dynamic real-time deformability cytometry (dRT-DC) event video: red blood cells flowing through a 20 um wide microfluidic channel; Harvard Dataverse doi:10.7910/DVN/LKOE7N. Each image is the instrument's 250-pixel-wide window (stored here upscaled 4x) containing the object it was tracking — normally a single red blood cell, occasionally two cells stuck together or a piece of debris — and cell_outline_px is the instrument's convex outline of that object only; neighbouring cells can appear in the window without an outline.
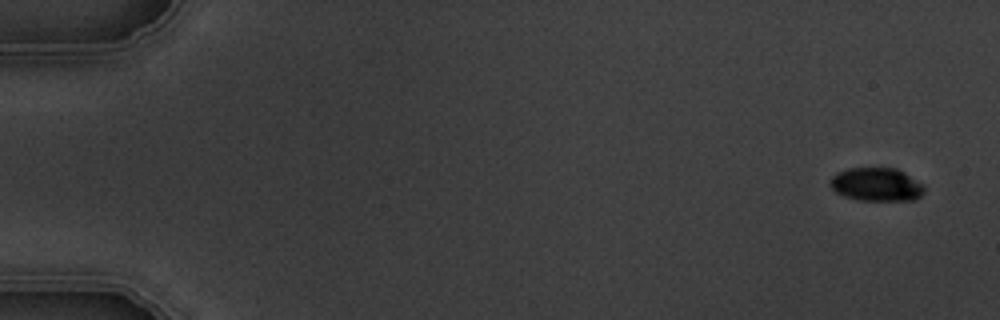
{"species": "common noctule bat (a hibernating species)", "species_latin": "Nyctalus noctula", "temperature_condition": "warm", "stored_images_in_passage": 7, "camera_frame_rate_fps": 3000, "um_per_image_px": 0.085, "animal": {"sex": "male", "body_mass_g": 19.5, "forearm_length_mm": 54.6}, "frame": {"image": 1, "passage_image": 1, "time_ms": 0.0, "image_size_px": [1000, 320], "cell_outline_px": [[924, 192], [916, 200], [856, 200], [844, 196], [836, 192], [828, 184], [832, 176], [836, 172], [848, 168], [896, 168], [904, 172], [924, 184]], "centroid_in_image_um": [74.49, 15.68], "position_along_channel_um": 10.5, "area_um2": 18.5}}
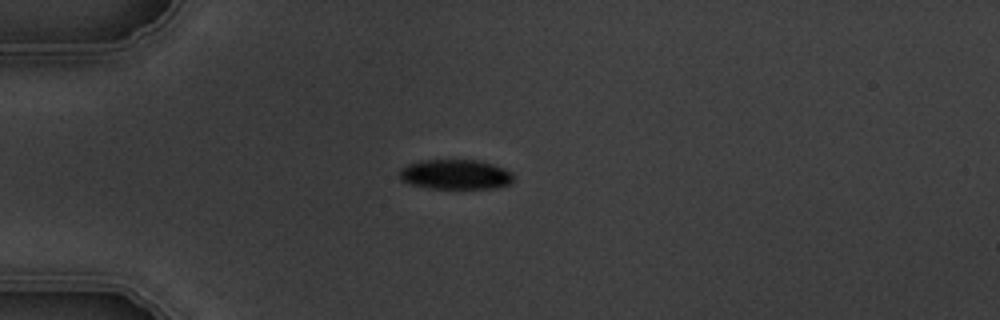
{"frame": {"image": 2, "passage_image": 5, "time_ms": 4.333, "image_size_px": [1000, 320], "cell_outline_px": [[512, 184], [496, 188], [428, 188], [412, 184], [400, 180], [400, 168], [408, 164], [420, 160], [476, 160], [492, 164], [504, 168], [512, 172]], "centroid_in_image_um": [38.72, 14.83], "position_along_channel_um": 46.3, "area_um2": 19.83}}
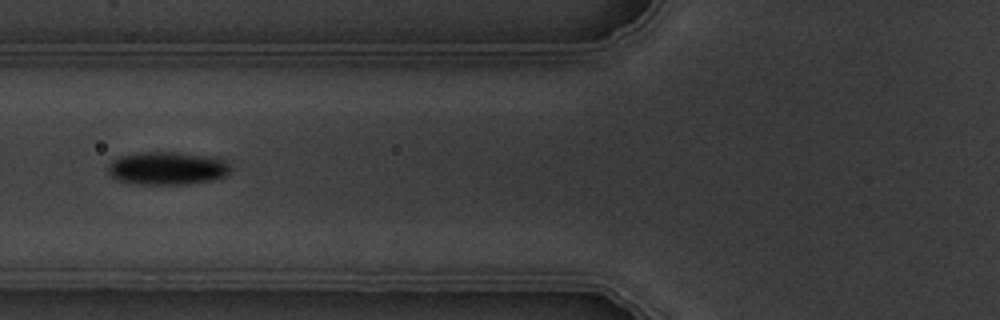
{"frame": {"image": 3, "passage_image": 7, "time_ms": 6.667, "image_size_px": [1000, 320], "cell_outline_px": [[232, 168], [228, 176], [212, 180], [188, 184], [132, 184], [116, 180], [108, 172], [108, 164], [112, 160], [120, 156], [140, 152], [180, 152], [208, 156], [224, 160]], "centroid_in_image_um": [14.22, 14.31], "position_along_channel_um": 111.6, "area_um2": 23.87}}